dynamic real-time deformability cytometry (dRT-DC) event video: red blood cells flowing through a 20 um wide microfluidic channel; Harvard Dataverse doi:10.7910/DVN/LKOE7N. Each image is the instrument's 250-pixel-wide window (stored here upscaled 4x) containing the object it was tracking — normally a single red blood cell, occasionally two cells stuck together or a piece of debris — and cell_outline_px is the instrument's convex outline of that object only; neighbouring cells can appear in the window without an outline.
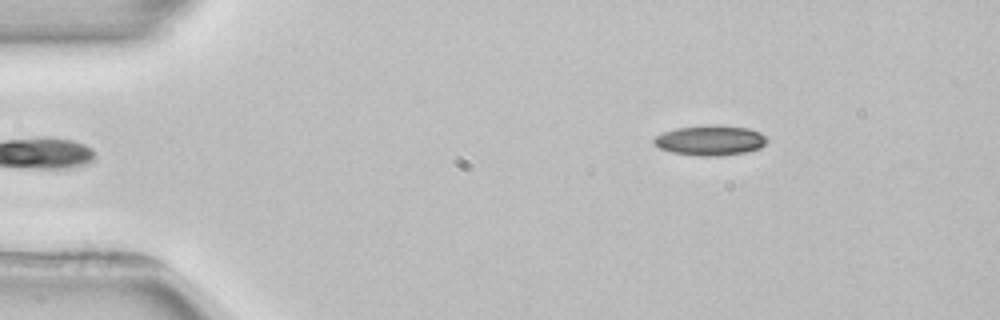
{"species": "common noctule bat (a hibernating species)", "species_latin": "Nyctalus noctula", "temperature_condition": "room temperature", "stored_images_in_passage": 6, "camera_frame_rate_fps": 3000, "um_per_image_px": 0.085, "animal": {"sex": "female", "body_mass_g": 22.7, "forearm_length_mm": 54.2}, "frame": {"image": 1, "passage_image": 6, "time_ms": 5.667, "image_size_px": [1000, 320], "cell_outline_px": [[768, 140], [760, 148], [744, 152], [716, 156], [700, 156], [672, 152], [660, 148], [652, 144], [652, 140], [656, 136], [664, 132], [676, 128], [708, 124], [716, 124], [748, 128], [760, 132]], "centroid_in_image_um": [60.34, 11.91], "position_along_channel_um": 24.7, "area_um2": 19.88}}